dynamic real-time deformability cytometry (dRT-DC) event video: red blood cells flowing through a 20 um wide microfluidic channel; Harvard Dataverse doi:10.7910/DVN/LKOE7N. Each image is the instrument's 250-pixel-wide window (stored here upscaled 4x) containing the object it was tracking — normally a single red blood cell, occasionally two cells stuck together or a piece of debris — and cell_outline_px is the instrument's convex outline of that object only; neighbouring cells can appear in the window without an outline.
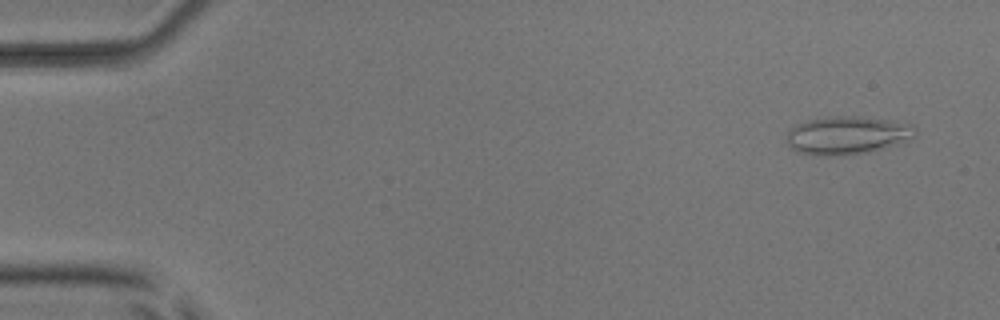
{"species": "common noctule bat (a hibernating species)", "species_latin": "Nyctalus noctula", "temperature_condition": "room temperature", "stored_images_in_passage": 4, "camera_frame_rate_fps": 3000, "um_per_image_px": 0.085, "animal": {"sex": "male", "body_mass_g": 17.9, "forearm_length_mm": 54.2}, "frame": {"image": 1, "passage_image": 1, "time_ms": 0.0, "image_size_px": [1000, 320], "cell_outline_px": [[916, 136], [884, 148], [868, 152], [836, 156], [820, 156], [800, 152], [792, 148], [788, 144], [788, 128], [796, 124], [808, 120], [832, 116], [860, 116], [888, 120], [912, 124], [916, 128]], "centroid_in_image_um": [72.01, 11.49], "position_along_channel_um": 13.0, "area_um2": 28.5}}